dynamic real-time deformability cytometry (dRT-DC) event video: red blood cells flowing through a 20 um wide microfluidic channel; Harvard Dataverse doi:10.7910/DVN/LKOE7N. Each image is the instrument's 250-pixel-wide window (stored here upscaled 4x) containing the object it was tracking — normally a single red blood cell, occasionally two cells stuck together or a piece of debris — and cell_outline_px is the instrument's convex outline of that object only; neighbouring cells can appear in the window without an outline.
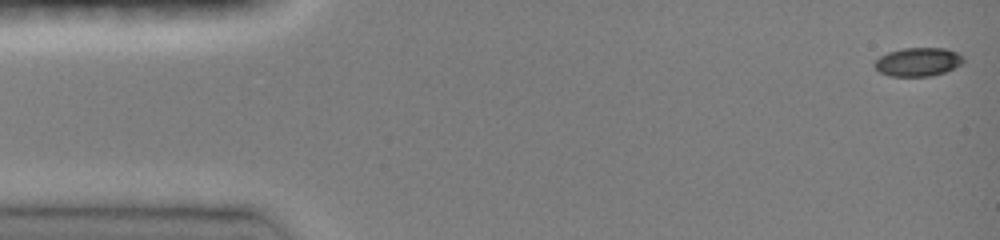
{"species": "common noctule bat (a hibernating species)", "species_latin": "Nyctalus noctula", "temperature_condition": "room temperature", "stored_images_in_passage": 48, "camera_frame_rate_fps": 3000, "um_per_image_px": 0.085, "animal": {"sex": "female", "body_mass_g": 19.0, "forearm_length_mm": 51.5}, "frame": {"image": 1, "passage_image": 1, "time_ms": 0.0, "image_size_px": [1000, 240], "cell_outline_px": [[964, 60], [960, 64], [944, 72], [928, 76], [892, 76], [880, 72], [872, 64], [880, 56], [888, 52], [904, 48], [944, 48], [956, 52], [964, 56]], "centroid_in_image_um": [78.01, 5.25], "position_along_channel_um": 7.0, "area_um2": 14.62}}
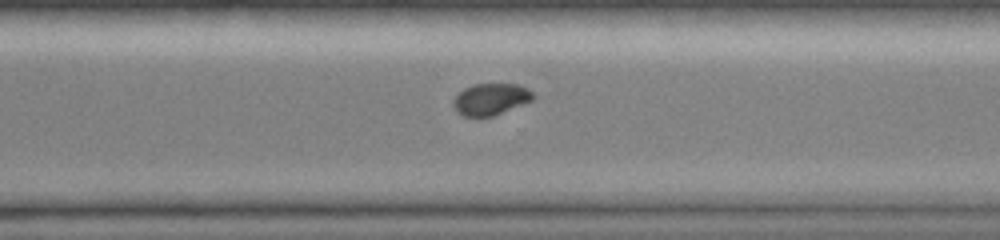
{"frame": {"image": 2, "passage_image": 34, "time_ms": 11.0, "image_size_px": [1000, 240], "cell_outline_px": [[536, 96], [532, 100], [492, 116], [464, 116], [456, 112], [452, 104], [456, 96], [464, 88], [476, 84], [516, 84], [528, 88]], "centroid_in_image_um": [41.71, 8.42], "position_along_channel_um": 328.9, "area_um2": 14.51}}
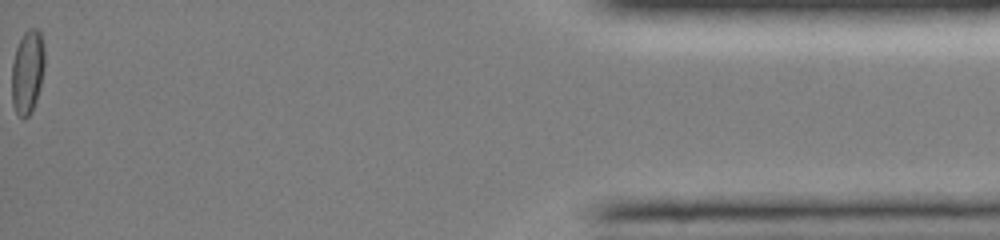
{"frame": {"image": 3, "passage_image": 48, "time_ms": 15.667, "image_size_px": [1000, 240], "cell_outline_px": [[44, 68], [36, 100], [28, 116], [24, 120], [16, 112], [12, 104], [12, 64], [16, 48], [24, 32], [28, 28], [36, 28], [40, 32], [44, 44]], "centroid_in_image_um": [2.33, 6.08], "position_along_channel_um": 432.9, "area_um2": 15.95}, "authors_computed_cell_mechanics": {"area_um2": 15.3748, "velocity_mm_per_s": 4.0317, "shape_relaxation_time_tau1_ms": 9.9429, "shape_relaxation_time_tau2_ms": 2.7734, "deformation_change_tau1": 0.1579, "deformation_change_tau2": 0.0336}}